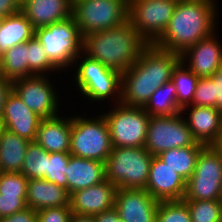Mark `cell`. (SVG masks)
I'll list each match as a JSON object with an SVG mask.
<instances>
[{
  "instance_id": "4dcf8cb0",
  "label": "cell",
  "mask_w": 222,
  "mask_h": 222,
  "mask_svg": "<svg viewBox=\"0 0 222 222\" xmlns=\"http://www.w3.org/2000/svg\"><path fill=\"white\" fill-rule=\"evenodd\" d=\"M183 201L187 204L192 222H221L222 199Z\"/></svg>"
},
{
  "instance_id": "5b68a950",
  "label": "cell",
  "mask_w": 222,
  "mask_h": 222,
  "mask_svg": "<svg viewBox=\"0 0 222 222\" xmlns=\"http://www.w3.org/2000/svg\"><path fill=\"white\" fill-rule=\"evenodd\" d=\"M152 157L145 147H112L105 161V178L118 189H145Z\"/></svg>"
},
{
  "instance_id": "836d02e7",
  "label": "cell",
  "mask_w": 222,
  "mask_h": 222,
  "mask_svg": "<svg viewBox=\"0 0 222 222\" xmlns=\"http://www.w3.org/2000/svg\"><path fill=\"white\" fill-rule=\"evenodd\" d=\"M69 160L70 153H48L47 174L44 179L67 189V179L64 172H66V166L68 165Z\"/></svg>"
},
{
  "instance_id": "6da1fadb",
  "label": "cell",
  "mask_w": 222,
  "mask_h": 222,
  "mask_svg": "<svg viewBox=\"0 0 222 222\" xmlns=\"http://www.w3.org/2000/svg\"><path fill=\"white\" fill-rule=\"evenodd\" d=\"M217 8L214 1L178 0L166 30L153 45L181 55L217 31Z\"/></svg>"
},
{
  "instance_id": "2e32d148",
  "label": "cell",
  "mask_w": 222,
  "mask_h": 222,
  "mask_svg": "<svg viewBox=\"0 0 222 222\" xmlns=\"http://www.w3.org/2000/svg\"><path fill=\"white\" fill-rule=\"evenodd\" d=\"M216 37L214 32L180 55L181 62L199 78L209 77L222 67V45Z\"/></svg>"
},
{
  "instance_id": "4316f807",
  "label": "cell",
  "mask_w": 222,
  "mask_h": 222,
  "mask_svg": "<svg viewBox=\"0 0 222 222\" xmlns=\"http://www.w3.org/2000/svg\"><path fill=\"white\" fill-rule=\"evenodd\" d=\"M205 147L188 146L173 148L160 153L158 157L187 181L194 173L199 153Z\"/></svg>"
},
{
  "instance_id": "1f68e13d",
  "label": "cell",
  "mask_w": 222,
  "mask_h": 222,
  "mask_svg": "<svg viewBox=\"0 0 222 222\" xmlns=\"http://www.w3.org/2000/svg\"><path fill=\"white\" fill-rule=\"evenodd\" d=\"M28 50V77L32 75H47L49 71H57L48 60L43 45L35 35L28 40Z\"/></svg>"
},
{
  "instance_id": "4fadbf2b",
  "label": "cell",
  "mask_w": 222,
  "mask_h": 222,
  "mask_svg": "<svg viewBox=\"0 0 222 222\" xmlns=\"http://www.w3.org/2000/svg\"><path fill=\"white\" fill-rule=\"evenodd\" d=\"M48 75H32L13 81V91L42 119L58 116L59 98ZM54 88V89H53ZM58 98V99H57Z\"/></svg>"
},
{
  "instance_id": "5bb4252c",
  "label": "cell",
  "mask_w": 222,
  "mask_h": 222,
  "mask_svg": "<svg viewBox=\"0 0 222 222\" xmlns=\"http://www.w3.org/2000/svg\"><path fill=\"white\" fill-rule=\"evenodd\" d=\"M156 200L145 189H117L115 208L124 222H156Z\"/></svg>"
},
{
  "instance_id": "ab89813d",
  "label": "cell",
  "mask_w": 222,
  "mask_h": 222,
  "mask_svg": "<svg viewBox=\"0 0 222 222\" xmlns=\"http://www.w3.org/2000/svg\"><path fill=\"white\" fill-rule=\"evenodd\" d=\"M0 222H37V211L32 208L26 207L22 211L1 218Z\"/></svg>"
},
{
  "instance_id": "d4e9b609",
  "label": "cell",
  "mask_w": 222,
  "mask_h": 222,
  "mask_svg": "<svg viewBox=\"0 0 222 222\" xmlns=\"http://www.w3.org/2000/svg\"><path fill=\"white\" fill-rule=\"evenodd\" d=\"M34 35L35 29L21 11L6 16L0 27V55L11 47L28 41Z\"/></svg>"
},
{
  "instance_id": "e575fe53",
  "label": "cell",
  "mask_w": 222,
  "mask_h": 222,
  "mask_svg": "<svg viewBox=\"0 0 222 222\" xmlns=\"http://www.w3.org/2000/svg\"><path fill=\"white\" fill-rule=\"evenodd\" d=\"M28 179L20 172H0V193L27 195Z\"/></svg>"
},
{
  "instance_id": "52a82bcc",
  "label": "cell",
  "mask_w": 222,
  "mask_h": 222,
  "mask_svg": "<svg viewBox=\"0 0 222 222\" xmlns=\"http://www.w3.org/2000/svg\"><path fill=\"white\" fill-rule=\"evenodd\" d=\"M91 118L71 116L70 154L105 163L112 150L109 127L103 114Z\"/></svg>"
},
{
  "instance_id": "60d3db41",
  "label": "cell",
  "mask_w": 222,
  "mask_h": 222,
  "mask_svg": "<svg viewBox=\"0 0 222 222\" xmlns=\"http://www.w3.org/2000/svg\"><path fill=\"white\" fill-rule=\"evenodd\" d=\"M13 90V81L0 76V117H2L4 106L8 95Z\"/></svg>"
},
{
  "instance_id": "f6af8a7d",
  "label": "cell",
  "mask_w": 222,
  "mask_h": 222,
  "mask_svg": "<svg viewBox=\"0 0 222 222\" xmlns=\"http://www.w3.org/2000/svg\"><path fill=\"white\" fill-rule=\"evenodd\" d=\"M222 156V129L220 131L217 141L212 145Z\"/></svg>"
},
{
  "instance_id": "ffe728a7",
  "label": "cell",
  "mask_w": 222,
  "mask_h": 222,
  "mask_svg": "<svg viewBox=\"0 0 222 222\" xmlns=\"http://www.w3.org/2000/svg\"><path fill=\"white\" fill-rule=\"evenodd\" d=\"M20 11L37 29L72 16V0H26Z\"/></svg>"
},
{
  "instance_id": "7bdbcfd3",
  "label": "cell",
  "mask_w": 222,
  "mask_h": 222,
  "mask_svg": "<svg viewBox=\"0 0 222 222\" xmlns=\"http://www.w3.org/2000/svg\"><path fill=\"white\" fill-rule=\"evenodd\" d=\"M95 222H124L115 207L93 216Z\"/></svg>"
},
{
  "instance_id": "d590c367",
  "label": "cell",
  "mask_w": 222,
  "mask_h": 222,
  "mask_svg": "<svg viewBox=\"0 0 222 222\" xmlns=\"http://www.w3.org/2000/svg\"><path fill=\"white\" fill-rule=\"evenodd\" d=\"M26 195L0 193V219L26 208Z\"/></svg>"
},
{
  "instance_id": "8992f818",
  "label": "cell",
  "mask_w": 222,
  "mask_h": 222,
  "mask_svg": "<svg viewBox=\"0 0 222 222\" xmlns=\"http://www.w3.org/2000/svg\"><path fill=\"white\" fill-rule=\"evenodd\" d=\"M74 63L77 64L74 85H77L80 95L93 102H105L111 97L115 98L114 104L121 102V73L119 71L102 65L98 60L84 53H81Z\"/></svg>"
},
{
  "instance_id": "603a6c76",
  "label": "cell",
  "mask_w": 222,
  "mask_h": 222,
  "mask_svg": "<svg viewBox=\"0 0 222 222\" xmlns=\"http://www.w3.org/2000/svg\"><path fill=\"white\" fill-rule=\"evenodd\" d=\"M70 205L67 189L44 178L29 179L27 184L26 206L35 211L51 207Z\"/></svg>"
},
{
  "instance_id": "484cf974",
  "label": "cell",
  "mask_w": 222,
  "mask_h": 222,
  "mask_svg": "<svg viewBox=\"0 0 222 222\" xmlns=\"http://www.w3.org/2000/svg\"><path fill=\"white\" fill-rule=\"evenodd\" d=\"M28 41L0 55V76L15 81L28 77Z\"/></svg>"
},
{
  "instance_id": "ee69618b",
  "label": "cell",
  "mask_w": 222,
  "mask_h": 222,
  "mask_svg": "<svg viewBox=\"0 0 222 222\" xmlns=\"http://www.w3.org/2000/svg\"><path fill=\"white\" fill-rule=\"evenodd\" d=\"M70 222H95V221L93 219V216L73 214L70 218Z\"/></svg>"
},
{
  "instance_id": "7c38bea8",
  "label": "cell",
  "mask_w": 222,
  "mask_h": 222,
  "mask_svg": "<svg viewBox=\"0 0 222 222\" xmlns=\"http://www.w3.org/2000/svg\"><path fill=\"white\" fill-rule=\"evenodd\" d=\"M178 0H133L128 3V20L153 44L166 30Z\"/></svg>"
},
{
  "instance_id": "3957f363",
  "label": "cell",
  "mask_w": 222,
  "mask_h": 222,
  "mask_svg": "<svg viewBox=\"0 0 222 222\" xmlns=\"http://www.w3.org/2000/svg\"><path fill=\"white\" fill-rule=\"evenodd\" d=\"M149 43L129 20L83 37V53L120 73L132 66Z\"/></svg>"
},
{
  "instance_id": "9a60e30c",
  "label": "cell",
  "mask_w": 222,
  "mask_h": 222,
  "mask_svg": "<svg viewBox=\"0 0 222 222\" xmlns=\"http://www.w3.org/2000/svg\"><path fill=\"white\" fill-rule=\"evenodd\" d=\"M145 190L159 201L183 200L186 180L158 156H153Z\"/></svg>"
},
{
  "instance_id": "d6a6232c",
  "label": "cell",
  "mask_w": 222,
  "mask_h": 222,
  "mask_svg": "<svg viewBox=\"0 0 222 222\" xmlns=\"http://www.w3.org/2000/svg\"><path fill=\"white\" fill-rule=\"evenodd\" d=\"M156 222H192L187 204L183 200L160 201Z\"/></svg>"
},
{
  "instance_id": "f35d334b",
  "label": "cell",
  "mask_w": 222,
  "mask_h": 222,
  "mask_svg": "<svg viewBox=\"0 0 222 222\" xmlns=\"http://www.w3.org/2000/svg\"><path fill=\"white\" fill-rule=\"evenodd\" d=\"M211 79L212 107L222 113V67L209 76Z\"/></svg>"
},
{
  "instance_id": "ac0fdd59",
  "label": "cell",
  "mask_w": 222,
  "mask_h": 222,
  "mask_svg": "<svg viewBox=\"0 0 222 222\" xmlns=\"http://www.w3.org/2000/svg\"><path fill=\"white\" fill-rule=\"evenodd\" d=\"M4 128L29 141H35L42 118L30 110L12 90L2 114Z\"/></svg>"
},
{
  "instance_id": "7402d4cb",
  "label": "cell",
  "mask_w": 222,
  "mask_h": 222,
  "mask_svg": "<svg viewBox=\"0 0 222 222\" xmlns=\"http://www.w3.org/2000/svg\"><path fill=\"white\" fill-rule=\"evenodd\" d=\"M71 117L58 114L53 118L42 119L35 142L48 153H70Z\"/></svg>"
},
{
  "instance_id": "83f0119b",
  "label": "cell",
  "mask_w": 222,
  "mask_h": 222,
  "mask_svg": "<svg viewBox=\"0 0 222 222\" xmlns=\"http://www.w3.org/2000/svg\"><path fill=\"white\" fill-rule=\"evenodd\" d=\"M176 86L172 81L158 87L143 109L150 116H171L181 113L177 103Z\"/></svg>"
},
{
  "instance_id": "b9f144b4",
  "label": "cell",
  "mask_w": 222,
  "mask_h": 222,
  "mask_svg": "<svg viewBox=\"0 0 222 222\" xmlns=\"http://www.w3.org/2000/svg\"><path fill=\"white\" fill-rule=\"evenodd\" d=\"M20 11V6L15 0H0V17L14 15Z\"/></svg>"
},
{
  "instance_id": "bcb514c9",
  "label": "cell",
  "mask_w": 222,
  "mask_h": 222,
  "mask_svg": "<svg viewBox=\"0 0 222 222\" xmlns=\"http://www.w3.org/2000/svg\"><path fill=\"white\" fill-rule=\"evenodd\" d=\"M4 129H5V128H4V122H3L2 117H0V136H1V134H2V132H3Z\"/></svg>"
},
{
  "instance_id": "7a4b0ae2",
  "label": "cell",
  "mask_w": 222,
  "mask_h": 222,
  "mask_svg": "<svg viewBox=\"0 0 222 222\" xmlns=\"http://www.w3.org/2000/svg\"><path fill=\"white\" fill-rule=\"evenodd\" d=\"M180 54L149 44L128 70L121 73V103L144 107L150 96L171 81Z\"/></svg>"
},
{
  "instance_id": "44dd1931",
  "label": "cell",
  "mask_w": 222,
  "mask_h": 222,
  "mask_svg": "<svg viewBox=\"0 0 222 222\" xmlns=\"http://www.w3.org/2000/svg\"><path fill=\"white\" fill-rule=\"evenodd\" d=\"M67 191L72 194L75 191L97 185L105 178V163L85 159L70 154V160L66 166Z\"/></svg>"
},
{
  "instance_id": "e0dca14e",
  "label": "cell",
  "mask_w": 222,
  "mask_h": 222,
  "mask_svg": "<svg viewBox=\"0 0 222 222\" xmlns=\"http://www.w3.org/2000/svg\"><path fill=\"white\" fill-rule=\"evenodd\" d=\"M117 186L108 180L70 194L73 214L95 216L115 207Z\"/></svg>"
},
{
  "instance_id": "277c9868",
  "label": "cell",
  "mask_w": 222,
  "mask_h": 222,
  "mask_svg": "<svg viewBox=\"0 0 222 222\" xmlns=\"http://www.w3.org/2000/svg\"><path fill=\"white\" fill-rule=\"evenodd\" d=\"M35 37L43 45L50 63L59 71L72 67L83 53V36L73 16L35 29Z\"/></svg>"
},
{
  "instance_id": "c3c4849f",
  "label": "cell",
  "mask_w": 222,
  "mask_h": 222,
  "mask_svg": "<svg viewBox=\"0 0 222 222\" xmlns=\"http://www.w3.org/2000/svg\"><path fill=\"white\" fill-rule=\"evenodd\" d=\"M2 21H3V17H0V27H1Z\"/></svg>"
},
{
  "instance_id": "7dc6e473",
  "label": "cell",
  "mask_w": 222,
  "mask_h": 222,
  "mask_svg": "<svg viewBox=\"0 0 222 222\" xmlns=\"http://www.w3.org/2000/svg\"><path fill=\"white\" fill-rule=\"evenodd\" d=\"M19 6H21L26 0H15Z\"/></svg>"
},
{
  "instance_id": "8fae6325",
  "label": "cell",
  "mask_w": 222,
  "mask_h": 222,
  "mask_svg": "<svg viewBox=\"0 0 222 222\" xmlns=\"http://www.w3.org/2000/svg\"><path fill=\"white\" fill-rule=\"evenodd\" d=\"M222 199V156L206 146L197 158L194 173L186 181L183 200Z\"/></svg>"
},
{
  "instance_id": "74e56055",
  "label": "cell",
  "mask_w": 222,
  "mask_h": 222,
  "mask_svg": "<svg viewBox=\"0 0 222 222\" xmlns=\"http://www.w3.org/2000/svg\"><path fill=\"white\" fill-rule=\"evenodd\" d=\"M191 105L212 107L211 79L209 77L199 78Z\"/></svg>"
},
{
  "instance_id": "cb8c5ba5",
  "label": "cell",
  "mask_w": 222,
  "mask_h": 222,
  "mask_svg": "<svg viewBox=\"0 0 222 222\" xmlns=\"http://www.w3.org/2000/svg\"><path fill=\"white\" fill-rule=\"evenodd\" d=\"M29 140L4 129L0 136V172H21Z\"/></svg>"
},
{
  "instance_id": "f546056e",
  "label": "cell",
  "mask_w": 222,
  "mask_h": 222,
  "mask_svg": "<svg viewBox=\"0 0 222 222\" xmlns=\"http://www.w3.org/2000/svg\"><path fill=\"white\" fill-rule=\"evenodd\" d=\"M48 152L35 141H30L27 145L24 164L20 173L28 180L45 178L47 174Z\"/></svg>"
},
{
  "instance_id": "d6986e66",
  "label": "cell",
  "mask_w": 222,
  "mask_h": 222,
  "mask_svg": "<svg viewBox=\"0 0 222 222\" xmlns=\"http://www.w3.org/2000/svg\"><path fill=\"white\" fill-rule=\"evenodd\" d=\"M192 107V108H190ZM191 109L188 111V109ZM187 110L185 120L193 137L197 142L205 146H212L218 139L222 129V113L215 107H203L188 105L181 109V113Z\"/></svg>"
},
{
  "instance_id": "9c48e42d",
  "label": "cell",
  "mask_w": 222,
  "mask_h": 222,
  "mask_svg": "<svg viewBox=\"0 0 222 222\" xmlns=\"http://www.w3.org/2000/svg\"><path fill=\"white\" fill-rule=\"evenodd\" d=\"M102 113L109 127L112 147H144L150 115L143 107L121 102Z\"/></svg>"
},
{
  "instance_id": "ba28073f",
  "label": "cell",
  "mask_w": 222,
  "mask_h": 222,
  "mask_svg": "<svg viewBox=\"0 0 222 222\" xmlns=\"http://www.w3.org/2000/svg\"><path fill=\"white\" fill-rule=\"evenodd\" d=\"M72 16L82 36L117 27L128 20L126 0H72Z\"/></svg>"
},
{
  "instance_id": "30bf717a",
  "label": "cell",
  "mask_w": 222,
  "mask_h": 222,
  "mask_svg": "<svg viewBox=\"0 0 222 222\" xmlns=\"http://www.w3.org/2000/svg\"><path fill=\"white\" fill-rule=\"evenodd\" d=\"M205 146L196 141L182 113L171 116H150L145 149L152 155L173 148Z\"/></svg>"
},
{
  "instance_id": "8d00e7d4",
  "label": "cell",
  "mask_w": 222,
  "mask_h": 222,
  "mask_svg": "<svg viewBox=\"0 0 222 222\" xmlns=\"http://www.w3.org/2000/svg\"><path fill=\"white\" fill-rule=\"evenodd\" d=\"M72 215L70 205L51 207L37 211V222H70Z\"/></svg>"
},
{
  "instance_id": "f1b7e54d",
  "label": "cell",
  "mask_w": 222,
  "mask_h": 222,
  "mask_svg": "<svg viewBox=\"0 0 222 222\" xmlns=\"http://www.w3.org/2000/svg\"><path fill=\"white\" fill-rule=\"evenodd\" d=\"M197 77L181 60L173 68L171 81L176 86V97L179 107L191 105L196 91Z\"/></svg>"
}]
</instances>
